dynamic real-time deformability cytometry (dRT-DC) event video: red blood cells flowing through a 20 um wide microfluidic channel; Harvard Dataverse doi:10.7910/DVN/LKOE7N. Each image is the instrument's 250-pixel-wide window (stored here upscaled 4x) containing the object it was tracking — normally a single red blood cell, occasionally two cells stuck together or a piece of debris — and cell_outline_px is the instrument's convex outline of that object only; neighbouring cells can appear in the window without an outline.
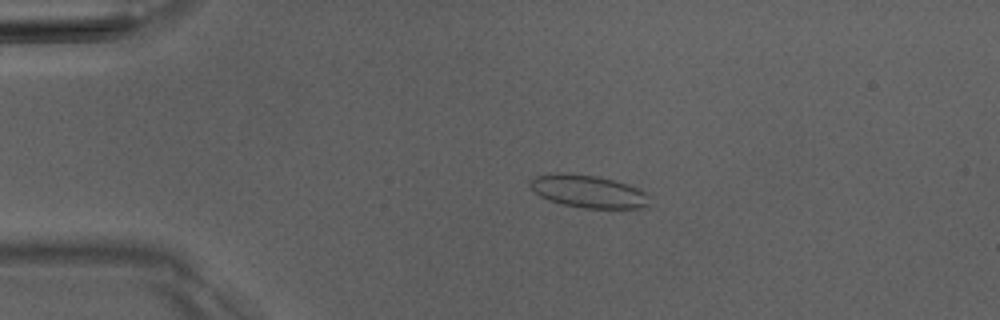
{"species": "Egyptian fruit bat (a non-hibernating species)", "species_latin": "Rousettus aegyptiacus", "temperature_condition": "room temperature", "stored_images_in_passage": 3, "camera_frame_rate_fps": 3000, "um_per_image_px": 0.085, "animal": {"sex": "male"}, "frame": {"image": 1, "passage_image": 2, "time_ms": 1.333, "image_size_px": [1000, 320], "cell_outline_px": [[652, 196], [648, 208], [584, 208], [564, 204], [548, 200], [540, 196], [528, 184], [536, 176], [556, 172], [596, 176], [628, 184]], "centroid_in_image_um": [50.05, 16.28], "position_along_channel_um": 34.9, "area_um2": 22.66}}